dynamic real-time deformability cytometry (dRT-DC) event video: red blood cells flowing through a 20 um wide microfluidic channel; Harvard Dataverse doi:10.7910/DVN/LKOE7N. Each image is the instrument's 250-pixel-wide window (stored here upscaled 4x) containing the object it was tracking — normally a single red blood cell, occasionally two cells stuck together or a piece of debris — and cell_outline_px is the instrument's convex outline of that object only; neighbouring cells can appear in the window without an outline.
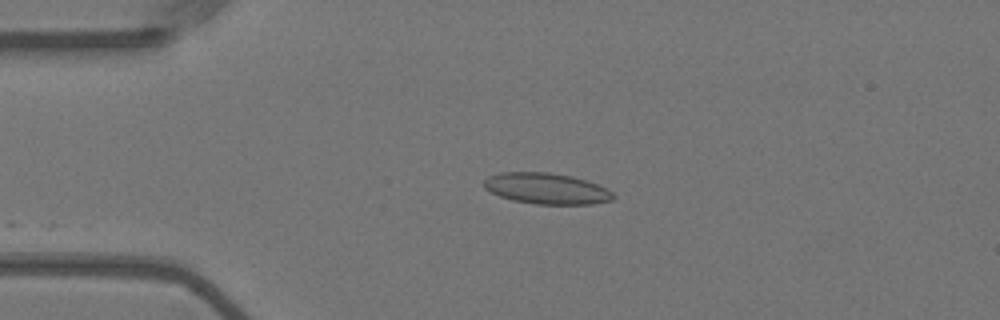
{"species": "Egyptian fruit bat (a non-hibernating species)", "species_latin": "Rousettus aegyptiacus", "temperature_condition": "warm", "stored_images_in_passage": 33, "camera_frame_rate_fps": 3000, "um_per_image_px": 0.085, "animal": {"sex": "female"}, "frame": {"image": 1, "passage_image": 2, "time_ms": 0.333, "image_size_px": [1000, 320], "cell_outline_px": [[616, 196], [612, 200], [592, 204], [536, 204], [512, 200], [500, 196], [484, 188], [484, 180], [488, 176], [500, 172], [548, 172], [572, 176], [596, 184], [612, 192]], "centroid_in_image_um": [46.43, 16.02], "position_along_channel_um": 38.6, "area_um2": 23.24}}
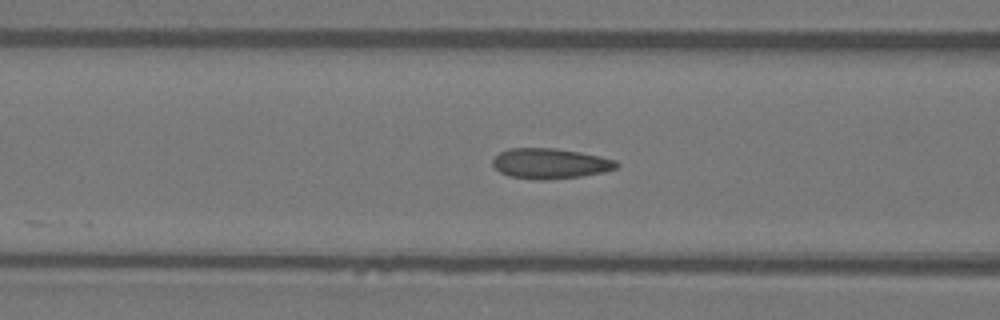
{"frame": {"image": 2, "passage_image": 11, "time_ms": 3.333, "image_size_px": [1000, 320], "cell_outline_px": [[620, 164], [616, 168], [604, 172], [580, 176], [544, 180], [536, 180], [508, 176], [500, 172], [492, 164], [492, 160], [500, 152], [508, 148], [556, 148], [580, 152], [600, 156], [616, 160]], "centroid_in_image_um": [46.76, 13.89], "position_along_channel_um": 119.8, "area_um2": 21.96}}
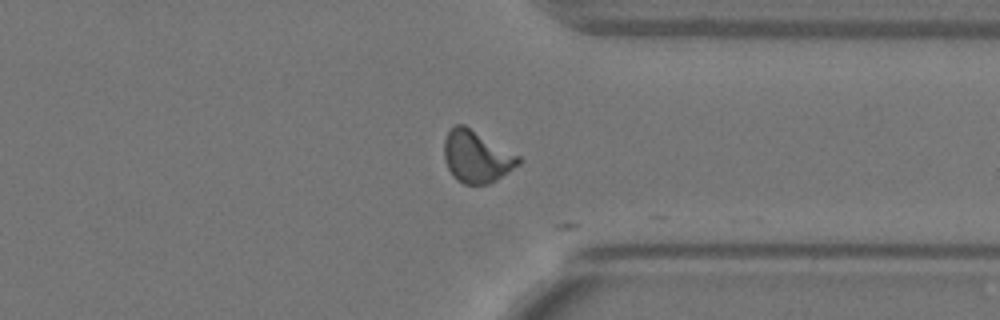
{"frame": {"image": 3, "passage_image": 32, "time_ms": 10.333, "image_size_px": [1000, 320], "cell_outline_px": [[520, 164], [496, 180], [488, 184], [464, 184], [456, 180], [452, 176], [444, 160], [444, 140], [448, 132], [456, 124], [464, 124], [520, 156]], "centroid_in_image_um": [40.49, 13.32], "position_along_channel_um": 370.9, "area_um2": 22.48}}